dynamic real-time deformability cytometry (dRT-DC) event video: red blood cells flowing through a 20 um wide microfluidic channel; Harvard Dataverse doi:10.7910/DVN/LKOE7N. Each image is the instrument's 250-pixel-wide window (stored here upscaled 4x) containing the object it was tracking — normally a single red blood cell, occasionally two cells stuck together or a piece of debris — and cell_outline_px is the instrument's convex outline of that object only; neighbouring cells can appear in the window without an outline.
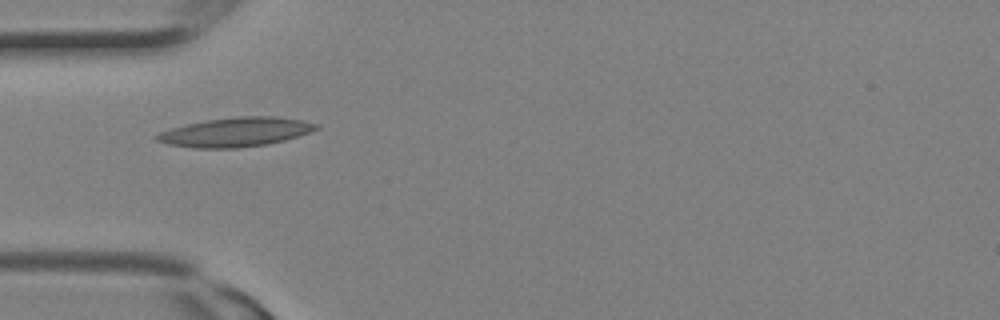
{"species": "Egyptian fruit bat (a non-hibernating species)", "species_latin": "Rousettus aegyptiacus", "temperature_condition": "room temperature", "stored_images_in_passage": 2, "camera_frame_rate_fps": 3000, "um_per_image_px": 0.085, "animal": {"sex": "female"}, "frame": {"image": 1, "passage_image": 2, "time_ms": 0.333, "image_size_px": [1000, 320], "cell_outline_px": [[320, 128], [312, 132], [284, 140], [268, 144], [240, 148], [192, 148], [168, 144], [156, 140], [152, 136], [160, 132], [172, 128], [188, 124], [208, 120], [236, 116], [272, 116], [304, 120], [320, 124]], "centroid_in_image_um": [20.07, 11.23], "position_along_channel_um": 64.9, "area_um2": 27.28}}